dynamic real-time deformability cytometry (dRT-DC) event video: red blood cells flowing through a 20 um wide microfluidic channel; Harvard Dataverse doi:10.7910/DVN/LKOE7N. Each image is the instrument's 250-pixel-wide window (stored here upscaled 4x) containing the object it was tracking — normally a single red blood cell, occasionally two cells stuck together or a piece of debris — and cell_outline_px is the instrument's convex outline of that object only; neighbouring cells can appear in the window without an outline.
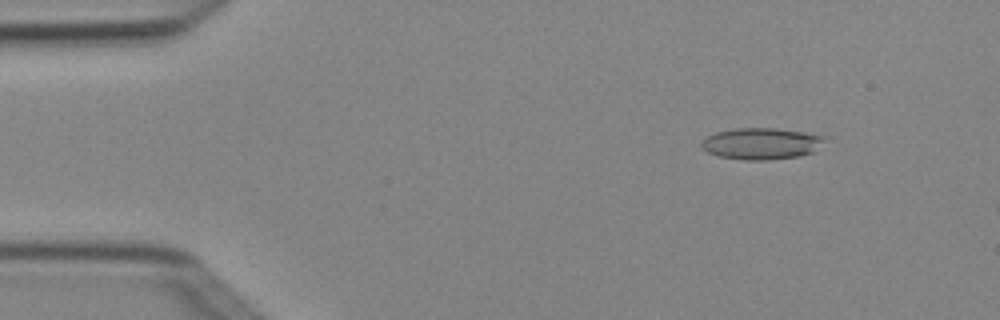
{"species": "Egyptian fruit bat (a non-hibernating species)", "species_latin": "Rousettus aegyptiacus", "temperature_condition": "cold", "stored_images_in_passage": 5, "camera_frame_rate_fps": 3000, "um_per_image_px": 0.085, "animal": {"sex": "female"}, "frame": {"image": 1, "passage_image": 2, "time_ms": 0.333, "image_size_px": [1000, 320], "cell_outline_px": [[824, 140], [812, 152], [800, 156], [768, 160], [744, 160], [720, 156], [708, 152], [700, 144], [700, 140], [716, 132], [736, 128], [776, 128], [804, 132], [824, 136]], "centroid_in_image_um": [64.68, 12.2], "position_along_channel_um": 20.3, "area_um2": 22.43}}